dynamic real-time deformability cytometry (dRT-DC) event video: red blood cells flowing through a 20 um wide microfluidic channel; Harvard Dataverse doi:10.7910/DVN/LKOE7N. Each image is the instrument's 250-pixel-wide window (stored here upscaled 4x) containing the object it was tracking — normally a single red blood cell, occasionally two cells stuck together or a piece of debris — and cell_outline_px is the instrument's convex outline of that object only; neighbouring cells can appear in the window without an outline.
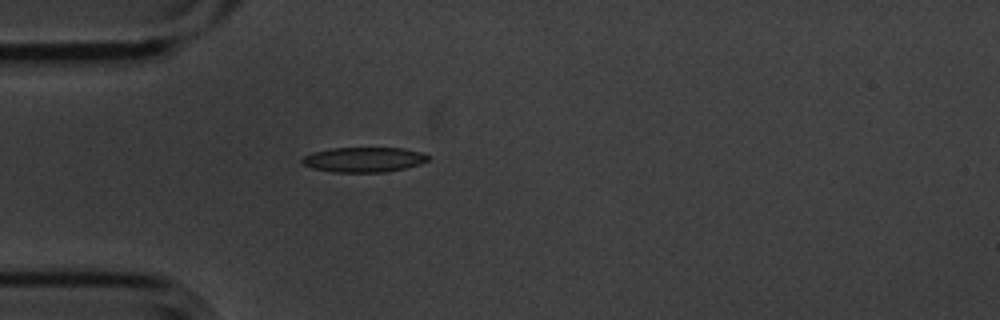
{"species": "common noctule bat (a hibernating species)", "species_latin": "Nyctalus noctula", "temperature_condition": "cold", "stored_images_in_passage": 1, "camera_frame_rate_fps": 3000, "um_per_image_px": 0.085, "animal": {"sex": "male", "body_mass_g": 20.1, "forearm_length_mm": 53.5}, "frame": {"image": 1, "passage_image": 1, "time_ms": 0.0, "image_size_px": [1000, 320], "cell_outline_px": [[428, 160], [420, 164], [388, 172], [332, 172], [312, 168], [304, 164], [300, 160], [304, 156], [312, 152], [332, 148], [400, 148], [420, 152], [428, 156]], "centroid_in_image_um": [30.89, 13.57], "position_along_channel_um": 54.1, "area_um2": 18.21}}